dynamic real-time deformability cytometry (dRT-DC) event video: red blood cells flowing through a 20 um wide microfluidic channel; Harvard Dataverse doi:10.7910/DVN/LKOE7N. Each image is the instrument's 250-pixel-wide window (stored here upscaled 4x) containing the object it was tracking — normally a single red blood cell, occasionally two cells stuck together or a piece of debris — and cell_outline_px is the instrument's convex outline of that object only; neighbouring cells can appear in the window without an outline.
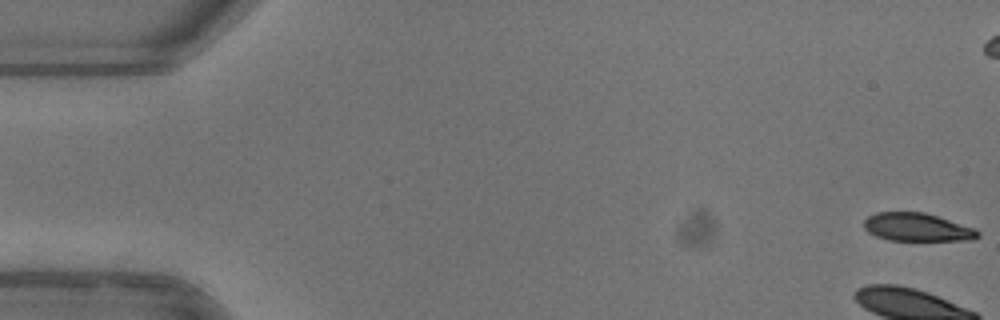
{"species": "common noctule bat (a hibernating species)", "species_latin": "Nyctalus noctula", "temperature_condition": "warm", "stored_images_in_passage": 53, "camera_frame_rate_fps": 3000, "um_per_image_px": 0.085, "animal": {"sex": "female"}, "frame": {"image": 1, "passage_image": 1, "time_ms": 0.0, "image_size_px": [1000, 320], "cell_outline_px": [[980, 236], [972, 240], [888, 240], [876, 236], [868, 232], [864, 228], [864, 220], [868, 216], [876, 212], [924, 212], [976, 228], [980, 232]], "centroid_in_image_um": [77.97, 19.31], "position_along_channel_um": 7.0, "area_um2": 18.73}}